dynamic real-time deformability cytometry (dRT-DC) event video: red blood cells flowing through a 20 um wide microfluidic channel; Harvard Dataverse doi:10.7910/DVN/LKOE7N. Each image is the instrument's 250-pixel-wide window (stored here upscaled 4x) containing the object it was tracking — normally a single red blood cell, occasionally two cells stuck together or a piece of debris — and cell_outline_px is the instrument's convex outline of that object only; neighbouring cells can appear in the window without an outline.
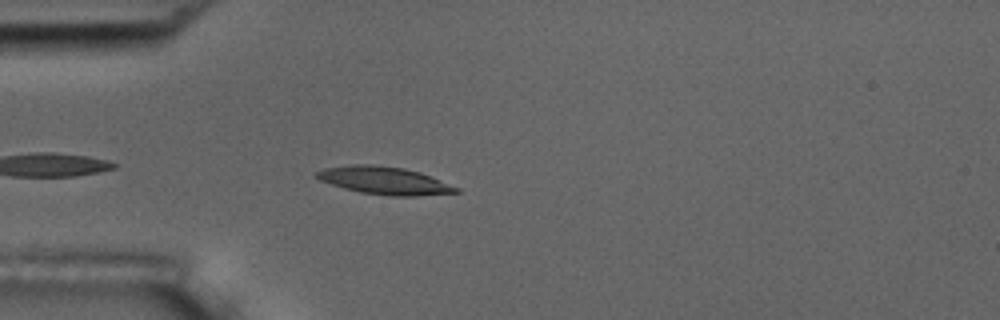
{"species": "common noctule bat (a hibernating species)", "species_latin": "Nyctalus noctula", "temperature_condition": "room temperature", "stored_images_in_passage": 5, "camera_frame_rate_fps": 3000, "um_per_image_px": 0.085, "animal": {"sex": "male", "body_mass_g": 17.5, "forearm_length_mm": 52.3}, "frame": {"image": 1, "passage_image": 5, "time_ms": 1.333, "image_size_px": [1000, 320], "cell_outline_px": [[460, 192], [416, 196], [388, 196], [360, 192], [344, 188], [320, 180], [312, 176], [316, 172], [324, 168], [352, 164], [372, 164], [404, 168], [420, 172], [460, 188]], "centroid_in_image_um": [32.66, 15.34], "position_along_channel_um": 52.3, "area_um2": 22.54}}